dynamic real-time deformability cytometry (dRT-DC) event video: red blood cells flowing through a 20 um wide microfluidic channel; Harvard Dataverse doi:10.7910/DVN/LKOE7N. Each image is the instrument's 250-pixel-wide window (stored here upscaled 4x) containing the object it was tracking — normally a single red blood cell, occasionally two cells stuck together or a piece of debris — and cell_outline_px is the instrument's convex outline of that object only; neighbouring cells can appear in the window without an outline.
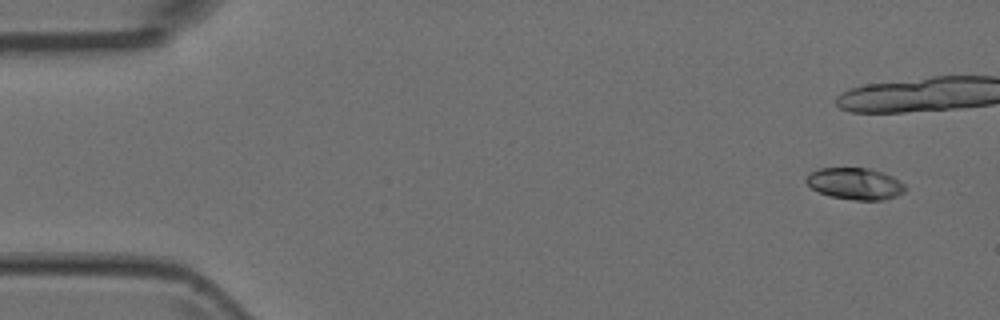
{"species": "Egyptian fruit bat (a non-hibernating species)", "species_latin": "Rousettus aegyptiacus", "temperature_condition": "room temperature", "stored_images_in_passage": 5, "camera_frame_rate_fps": 3000, "um_per_image_px": 0.085, "animal": {"sex": "female"}, "frame": {"image": 1, "passage_image": 1, "time_ms": 0.0, "image_size_px": [1000, 320], "cell_outline_px": [[908, 188], [904, 192], [896, 196], [884, 200], [852, 200], [832, 196], [820, 192], [812, 188], [804, 180], [812, 172], [820, 168], [868, 168], [884, 172], [900, 180]], "centroid_in_image_um": [72.74, 15.61], "position_along_channel_um": 12.3, "area_um2": 18.26}}
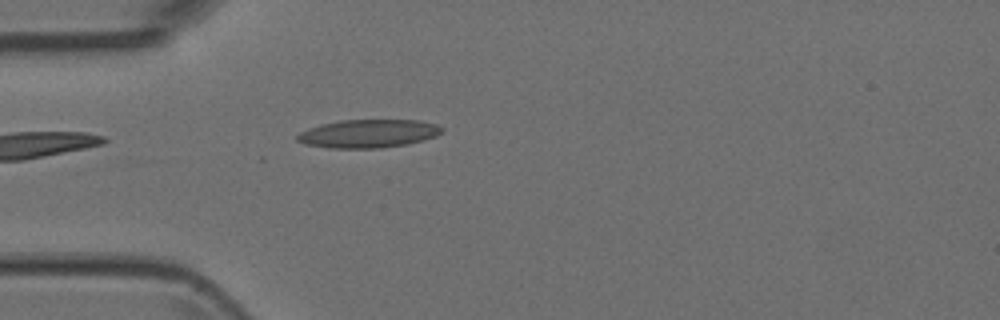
{"frame": {"image": 2, "passage_image": 5, "time_ms": 1.333, "image_size_px": [1000, 320], "cell_outline_px": [[444, 128], [436, 136], [424, 140], [408, 144], [380, 148], [328, 148], [304, 144], [296, 140], [296, 136], [300, 132], [308, 128], [320, 124], [340, 120], [420, 120], [436, 124]], "centroid_in_image_um": [31.29, 11.35], "position_along_channel_um": 53.7, "area_um2": 23.99}}